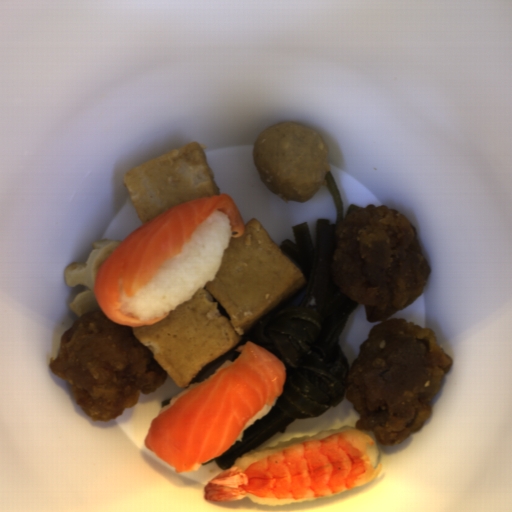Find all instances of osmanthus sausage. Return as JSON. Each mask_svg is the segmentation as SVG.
<instances>
[{"label":"osmanthus sausage","instance_id":"osmanthus-sausage-1","mask_svg":"<svg viewBox=\"0 0 512 512\" xmlns=\"http://www.w3.org/2000/svg\"><path fill=\"white\" fill-rule=\"evenodd\" d=\"M118 240L102 239L92 243L93 251L86 262H72L63 271L64 282L71 288L84 285L83 292L77 294L71 304L70 312L79 320L91 311H102L93 293L96 271L108 255L120 244Z\"/></svg>","mask_w":512,"mask_h":512}]
</instances>
